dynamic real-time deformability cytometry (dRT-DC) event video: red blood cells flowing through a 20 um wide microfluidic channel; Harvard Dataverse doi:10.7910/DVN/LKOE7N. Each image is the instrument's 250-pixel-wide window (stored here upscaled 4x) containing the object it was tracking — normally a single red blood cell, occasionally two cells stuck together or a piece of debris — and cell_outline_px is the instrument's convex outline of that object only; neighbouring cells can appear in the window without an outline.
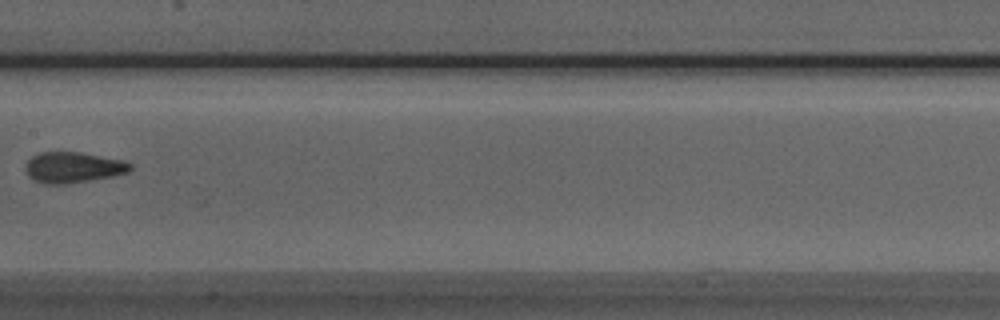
{"species": "Egyptian fruit bat (a non-hibernating species)", "species_latin": "Rousettus aegyptiacus", "temperature_condition": "room temperature", "stored_images_in_passage": 8, "camera_frame_rate_fps": 3000, "um_per_image_px": 0.085, "animal": {"sex": "male"}, "frame": {"image": 1, "passage_image": 8, "time_ms": 2.333, "image_size_px": [1000, 320], "cell_outline_px": [[132, 168], [128, 172], [112, 176], [64, 184], [44, 184], [28, 176], [24, 168], [24, 164], [32, 156], [40, 152], [80, 152], [124, 160], [132, 164]], "centroid_in_image_um": [6.19, 14.22], "position_along_channel_um": 201.2, "area_um2": 18.79}}